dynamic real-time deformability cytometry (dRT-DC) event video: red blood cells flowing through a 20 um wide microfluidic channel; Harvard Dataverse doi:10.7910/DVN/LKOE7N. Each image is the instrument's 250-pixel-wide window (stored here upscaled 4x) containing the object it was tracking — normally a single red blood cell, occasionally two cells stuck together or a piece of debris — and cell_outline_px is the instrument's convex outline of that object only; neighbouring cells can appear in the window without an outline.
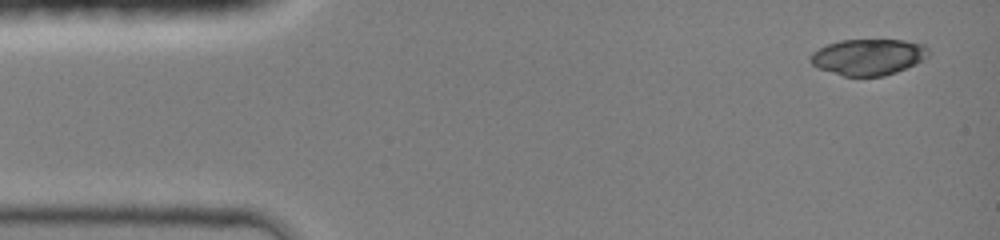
{"species": "common noctule bat (a hibernating species)", "species_latin": "Nyctalus noctula", "temperature_condition": "room temperature", "stored_images_in_passage": 10, "camera_frame_rate_fps": 3000, "um_per_image_px": 0.085, "animal": {"sex": "female", "body_mass_g": 19.0, "forearm_length_mm": 51.5}, "frame": {"image": 1, "passage_image": 1, "time_ms": 0.0, "image_size_px": [1000, 240], "cell_outline_px": [[928, 56], [916, 64], [896, 72], [884, 76], [844, 76], [820, 68], [812, 64], [808, 60], [808, 56], [812, 52], [828, 44], [840, 40], [904, 40], [924, 44], [928, 48]], "centroid_in_image_um": [73.8, 4.84], "position_along_channel_um": 11.2, "area_um2": 24.85}}
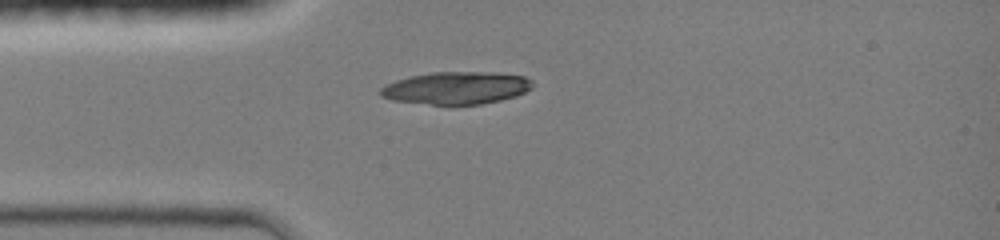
{"frame": {"image": 2, "passage_image": 6, "time_ms": 3.0, "image_size_px": [1000, 240], "cell_outline_px": [[532, 88], [516, 96], [500, 100], [480, 104], [432, 104], [392, 100], [380, 96], [380, 88], [384, 84], [396, 80], [428, 72], [496, 72], [524, 76], [532, 80]], "centroid_in_image_um": [38.78, 7.46], "position_along_channel_um": 46.2, "area_um2": 28.73}}
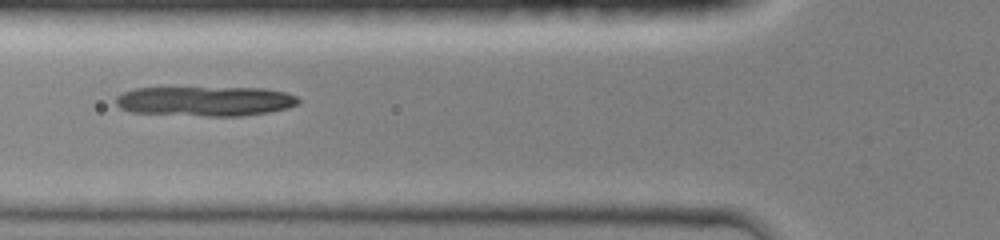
{"frame": {"image": 3, "passage_image": 9, "time_ms": 4.667, "image_size_px": [1000, 240], "cell_outline_px": [[300, 104], [288, 108], [268, 112], [240, 116], [204, 116], [132, 112], [120, 108], [116, 104], [116, 96], [124, 92], [136, 88], [264, 88], [284, 92], [296, 96], [300, 100]], "centroid_in_image_um": [17.47, 8.6], "position_along_channel_um": 108.3, "area_um2": 31.62}}